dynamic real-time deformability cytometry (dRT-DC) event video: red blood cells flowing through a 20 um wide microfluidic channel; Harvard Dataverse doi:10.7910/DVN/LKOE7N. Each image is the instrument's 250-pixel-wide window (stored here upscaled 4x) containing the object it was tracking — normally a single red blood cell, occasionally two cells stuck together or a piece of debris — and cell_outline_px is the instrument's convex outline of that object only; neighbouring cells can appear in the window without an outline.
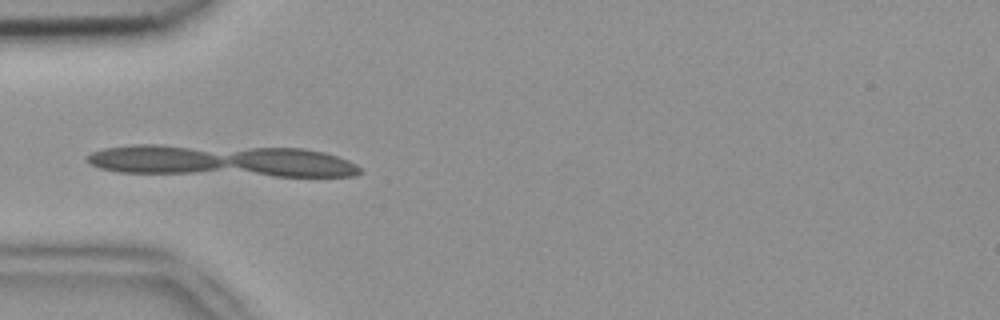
{"species": "common noctule bat (a hibernating species)", "species_latin": "Nyctalus noctula", "temperature_condition": "room temperature", "stored_images_in_passage": 25, "camera_frame_rate_fps": 3000, "um_per_image_px": 0.085, "animal": {"sex": "female", "body_mass_g": 18.4}, "frame": {"image": 1, "passage_image": 15, "time_ms": 4.667, "image_size_px": [1000, 320], "cell_outline_px": [[356, 172], [344, 176], [284, 176], [264, 172], [248, 168], [236, 164], [228, 160], [244, 152], [260, 148], [292, 148], [316, 152], [332, 156], [356, 168]], "centroid_in_image_um": [24.9, 13.83], "position_along_channel_um": 60.1, "area_um2": 18.44}}